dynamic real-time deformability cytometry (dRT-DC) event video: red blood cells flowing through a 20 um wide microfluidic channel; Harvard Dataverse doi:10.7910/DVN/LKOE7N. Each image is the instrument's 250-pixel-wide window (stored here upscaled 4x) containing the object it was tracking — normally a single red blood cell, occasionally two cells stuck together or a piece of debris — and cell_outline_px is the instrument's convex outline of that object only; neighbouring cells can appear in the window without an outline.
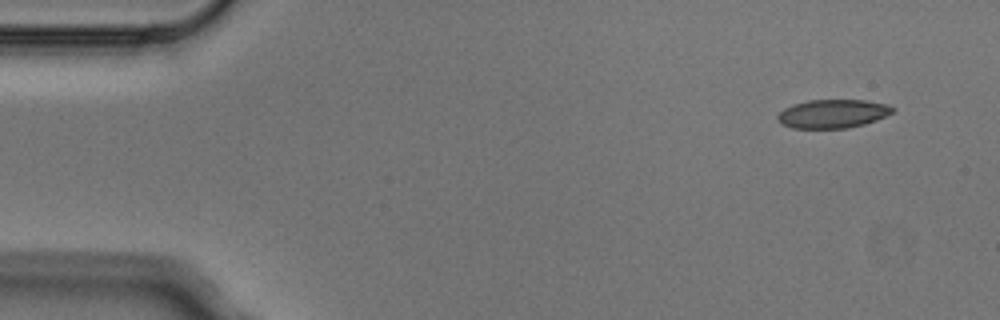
{"species": "Egyptian fruit bat (a non-hibernating species)", "species_latin": "Rousettus aegyptiacus", "temperature_condition": "cold", "stored_images_in_passage": 5, "segment_of_instrument_passage": [1, 2], "camera_frame_rate_fps": 3000, "um_per_image_px": 0.085, "animal": {"sex": "male"}, "frame": {"image": 1, "passage_image": 1, "time_ms": 0.0, "image_size_px": [1000, 320], "cell_outline_px": [[896, 108], [892, 112], [876, 120], [864, 124], [848, 128], [792, 128], [780, 124], [776, 120], [776, 116], [784, 108], [792, 104], [808, 100], [864, 100], [888, 104]], "centroid_in_image_um": [70.74, 9.66], "position_along_channel_um": 14.3, "area_um2": 19.31}}
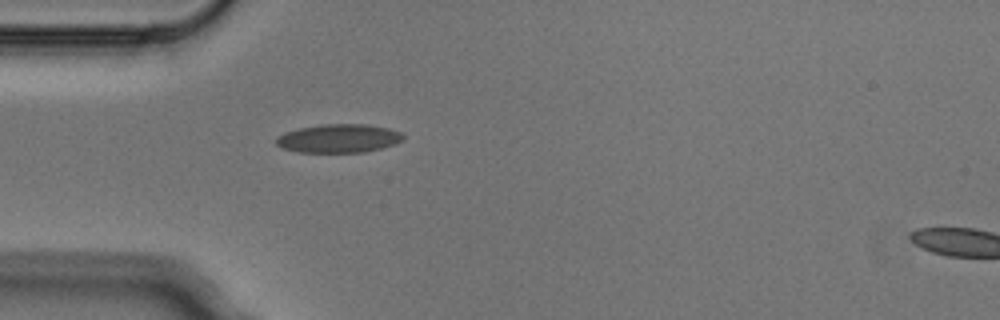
{"frame": {"image": 2, "passage_image": 4, "time_ms": 1.0, "image_size_px": [1000, 320], "cell_outline_px": [[404, 140], [396, 144], [364, 152], [300, 152], [284, 148], [276, 144], [276, 136], [284, 132], [300, 128], [324, 124], [364, 124], [388, 128], [400, 132], [404, 136]], "centroid_in_image_um": [28.8, 11.76], "position_along_channel_um": 56.2, "area_um2": 21.04}}